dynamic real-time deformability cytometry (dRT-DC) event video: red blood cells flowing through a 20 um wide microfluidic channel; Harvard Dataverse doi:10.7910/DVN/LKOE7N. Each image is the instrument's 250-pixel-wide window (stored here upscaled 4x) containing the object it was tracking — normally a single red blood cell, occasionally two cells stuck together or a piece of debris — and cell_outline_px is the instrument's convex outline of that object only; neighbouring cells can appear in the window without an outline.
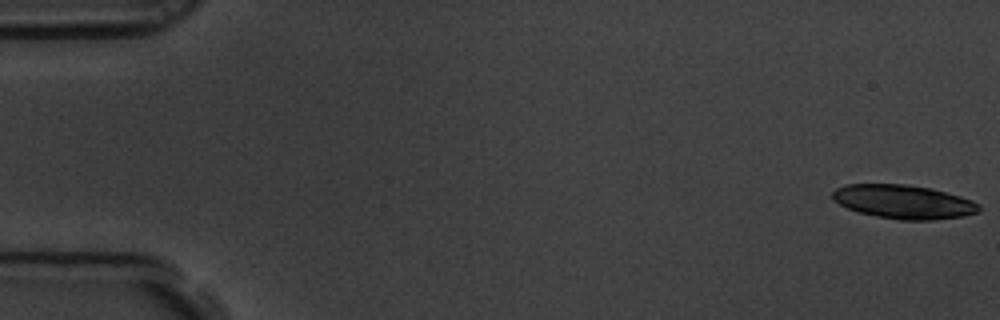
{"species": "common noctule bat (a hibernating species)", "species_latin": "Nyctalus noctula", "temperature_condition": "room temperature", "stored_images_in_passage": 6, "camera_frame_rate_fps": 3000, "um_per_image_px": 0.085, "animal": {"sex": "male", "body_mass_g": 19.5, "forearm_length_mm": 54.6}, "frame": {"image": 1, "passage_image": 1, "time_ms": 0.0, "image_size_px": [1000, 320], "cell_outline_px": [[980, 212], [964, 216], [932, 220], [900, 220], [876, 216], [860, 212], [848, 208], [832, 200], [832, 192], [836, 188], [848, 184], [904, 184], [932, 188], [960, 196], [972, 200], [980, 204]], "centroid_in_image_um": [76.83, 17.15], "position_along_channel_um": 8.2, "area_um2": 28.96}}
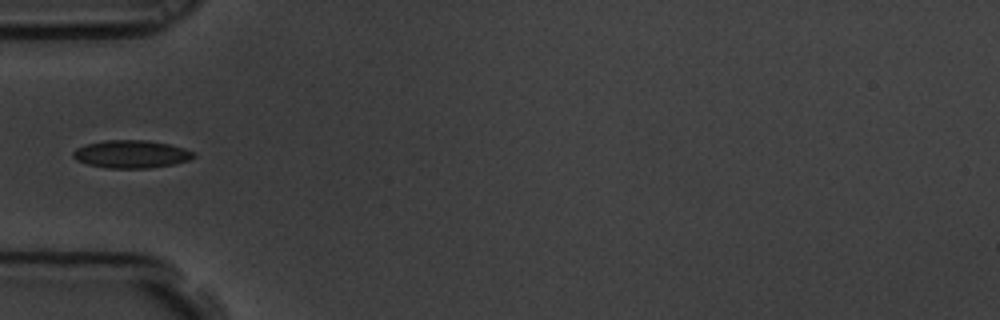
{"frame": {"image": 2, "passage_image": 6, "time_ms": 1.667, "image_size_px": [1000, 320], "cell_outline_px": [[196, 156], [188, 160], [172, 164], [148, 168], [108, 168], [88, 164], [76, 160], [72, 156], [72, 152], [76, 148], [88, 144], [104, 140], [148, 140], [168, 144], [184, 148], [196, 152]], "centroid_in_image_um": [11.16, 13.09], "position_along_channel_um": 73.8, "area_um2": 19.48}}